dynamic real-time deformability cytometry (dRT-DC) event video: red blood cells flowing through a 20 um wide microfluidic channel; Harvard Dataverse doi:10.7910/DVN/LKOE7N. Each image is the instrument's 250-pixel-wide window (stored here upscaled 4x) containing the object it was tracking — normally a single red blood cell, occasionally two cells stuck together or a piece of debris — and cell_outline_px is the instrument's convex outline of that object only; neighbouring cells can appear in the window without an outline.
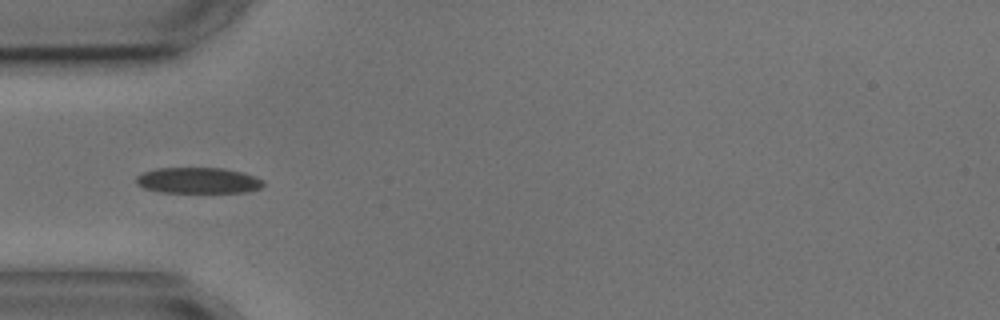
{"species": "common noctule bat (a hibernating species)", "species_latin": "Nyctalus noctula", "temperature_condition": "cold", "stored_images_in_passage": 5, "camera_frame_rate_fps": 3000, "um_per_image_px": 0.085, "animal": {"sex": "male", "body_mass_g": 17.9, "forearm_length_mm": 54.2}, "frame": {"image": 1, "passage_image": 5, "time_ms": 5.0, "image_size_px": [1000, 320], "cell_outline_px": [[264, 184], [260, 188], [244, 192], [164, 192], [144, 188], [136, 184], [136, 176], [144, 172], [156, 168], [220, 168], [240, 172], [264, 180]], "centroid_in_image_um": [16.81, 15.34], "position_along_channel_um": 68.2, "area_um2": 18.96}}